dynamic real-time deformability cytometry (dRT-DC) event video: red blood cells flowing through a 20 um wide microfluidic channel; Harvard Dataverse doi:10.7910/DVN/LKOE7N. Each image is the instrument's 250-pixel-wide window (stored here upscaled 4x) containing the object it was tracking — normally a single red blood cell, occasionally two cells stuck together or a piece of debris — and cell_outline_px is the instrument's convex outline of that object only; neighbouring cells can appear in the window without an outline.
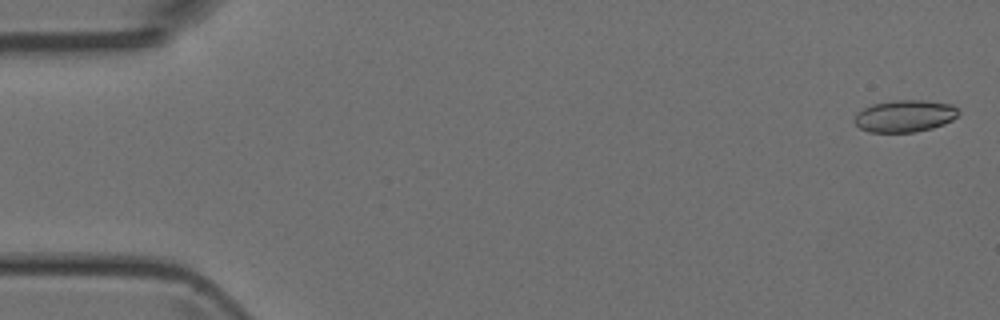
{"species": "Egyptian fruit bat (a non-hibernating species)", "species_latin": "Rousettus aegyptiacus", "temperature_condition": "room temperature", "stored_images_in_passage": 5, "camera_frame_rate_fps": 3000, "um_per_image_px": 0.085, "animal": {"sex": "female"}, "frame": {"image": 1, "passage_image": 1, "time_ms": 0.0, "image_size_px": [1000, 320], "cell_outline_px": [[960, 112], [952, 120], [944, 124], [932, 128], [916, 132], [868, 132], [860, 128], [852, 120], [856, 112], [872, 104], [892, 100], [924, 100], [952, 104], [960, 108]], "centroid_in_image_um": [76.9, 9.85], "position_along_channel_um": 8.1, "area_um2": 19.71}}
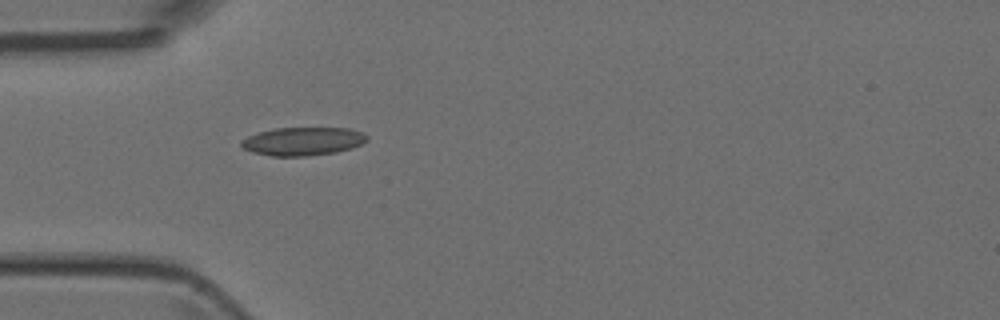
{"frame": {"image": 2, "passage_image": 5, "time_ms": 4.667, "image_size_px": [1000, 320], "cell_outline_px": [[368, 140], [352, 148], [336, 152], [308, 156], [272, 156], [252, 152], [244, 148], [240, 144], [240, 140], [248, 136], [260, 132], [276, 128], [348, 128], [360, 132], [368, 136]], "centroid_in_image_um": [25.73, 12.01], "position_along_channel_um": 59.3, "area_um2": 20.63}}